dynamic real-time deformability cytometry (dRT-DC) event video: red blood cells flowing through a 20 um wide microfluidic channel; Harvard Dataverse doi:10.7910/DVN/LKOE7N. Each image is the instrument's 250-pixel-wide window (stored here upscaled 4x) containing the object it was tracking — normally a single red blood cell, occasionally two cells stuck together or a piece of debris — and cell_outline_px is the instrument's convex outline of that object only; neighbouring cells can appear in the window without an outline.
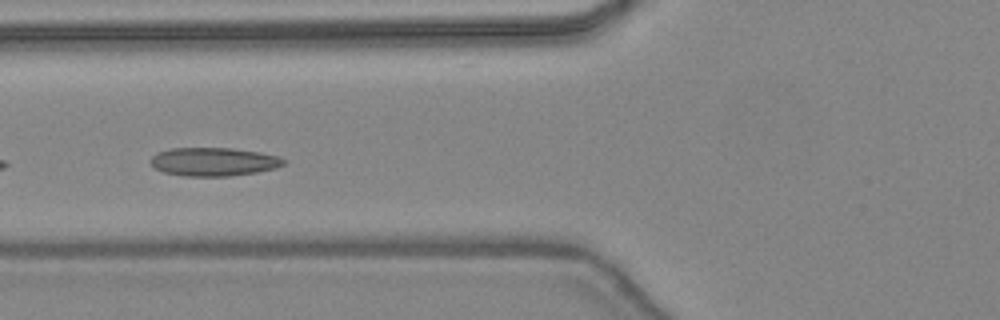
{"species": "common noctule bat (a hibernating species)", "species_latin": "Nyctalus noctula", "temperature_condition": "warm", "stored_images_in_passage": 23, "camera_frame_rate_fps": 3000, "um_per_image_px": 0.085, "animal": {"sex": "female", "body_mass_g": 24.6, "forearm_length_mm": 56.2}, "frame": {"image": 1, "passage_image": 20, "time_ms": 6.333, "image_size_px": [1000, 320], "cell_outline_px": [[288, 160], [284, 164], [276, 168], [256, 172], [228, 176], [184, 176], [164, 172], [156, 168], [148, 160], [156, 152], [172, 148], [232, 148], [260, 152], [280, 156]], "centroid_in_image_um": [18.18, 13.74], "position_along_channel_um": 107.6, "area_um2": 22.2}}